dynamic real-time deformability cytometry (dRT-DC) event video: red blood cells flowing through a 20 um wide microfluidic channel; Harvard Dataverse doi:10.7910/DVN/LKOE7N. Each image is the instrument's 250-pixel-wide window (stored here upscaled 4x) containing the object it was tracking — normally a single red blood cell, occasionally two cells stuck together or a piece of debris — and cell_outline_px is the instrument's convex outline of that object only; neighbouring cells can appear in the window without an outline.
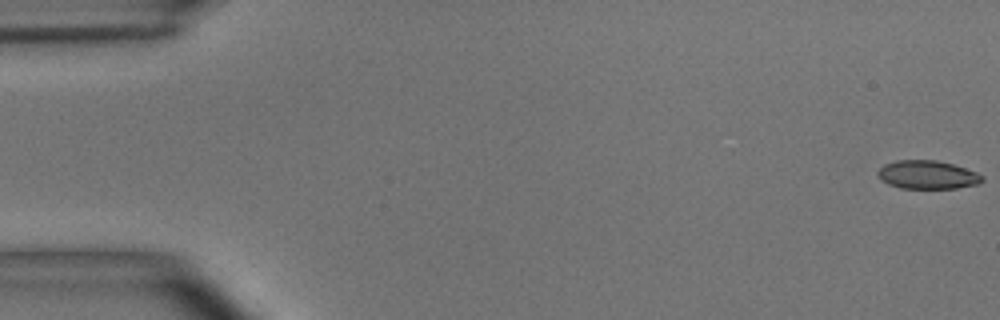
{"species": "common noctule bat (a hibernating species)", "species_latin": "Nyctalus noctula", "temperature_condition": "room temperature", "stored_images_in_passage": 55, "camera_frame_rate_fps": 3000, "um_per_image_px": 0.085, "animal": {"sex": "male", "body_mass_g": 15.6}, "frame": {"image": 1, "passage_image": 1, "time_ms": 0.0, "image_size_px": [1000, 320], "cell_outline_px": [[984, 180], [980, 184], [956, 188], [900, 188], [888, 184], [880, 180], [876, 172], [884, 164], [896, 160], [936, 160], [952, 164], [976, 172], [984, 176]], "centroid_in_image_um": [78.82, 14.86], "position_along_channel_um": 6.2, "area_um2": 17.4}}
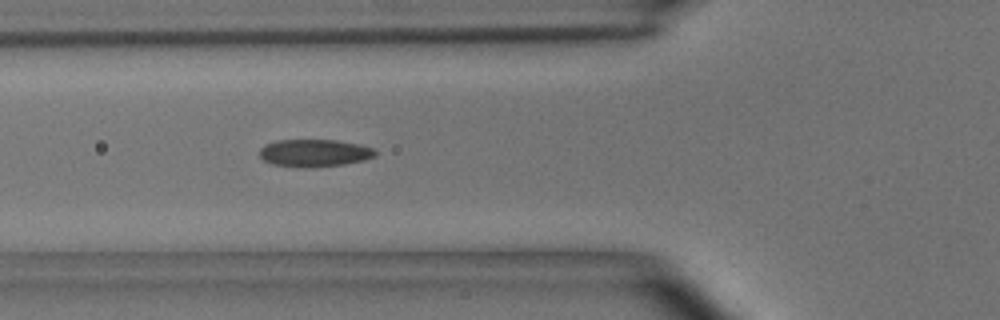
{"frame": {"image": 2, "passage_image": 20, "time_ms": 6.333, "image_size_px": [1000, 320], "cell_outline_px": [[376, 156], [364, 160], [344, 164], [316, 168], [304, 168], [272, 164], [264, 160], [260, 156], [260, 148], [264, 144], [276, 140], [336, 140], [360, 144], [376, 148]], "centroid_in_image_um": [26.75, 13.01], "position_along_channel_um": 99.1, "area_um2": 18.84}}
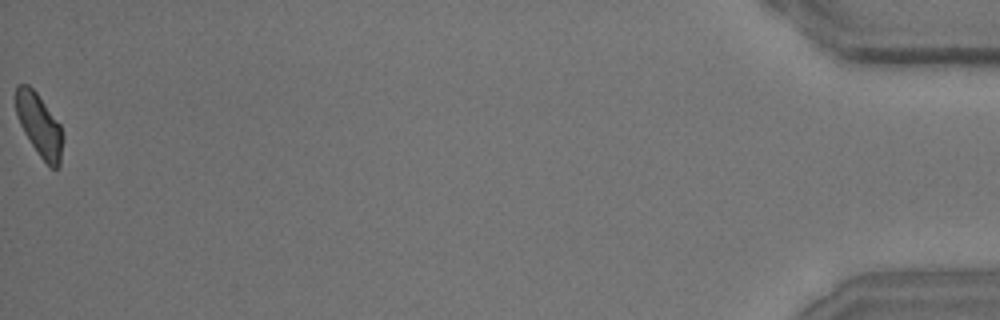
{"frame": {"image": 3, "passage_image": 55, "time_ms": 18.0, "image_size_px": [1000, 320], "cell_outline_px": [[64, 140], [60, 164], [56, 168], [52, 168], [40, 156], [24, 132], [16, 116], [16, 88], [20, 84], [28, 84], [36, 92], [60, 124], [64, 136]], "centroid_in_image_um": [3.36, 10.64], "position_along_channel_um": 431.8, "area_um2": 16.99}, "authors_computed_cell_mechanics": {"area_um2": 18.207, "velocity_mm_per_s": 3.6859, "shape_relaxation_time_tau1_ms": 9.7509, "shape_relaxation_time_tau2_ms": 2.319, "deformation_change_tau1": 0.1803, "deformation_change_tau2": 0.0875}}